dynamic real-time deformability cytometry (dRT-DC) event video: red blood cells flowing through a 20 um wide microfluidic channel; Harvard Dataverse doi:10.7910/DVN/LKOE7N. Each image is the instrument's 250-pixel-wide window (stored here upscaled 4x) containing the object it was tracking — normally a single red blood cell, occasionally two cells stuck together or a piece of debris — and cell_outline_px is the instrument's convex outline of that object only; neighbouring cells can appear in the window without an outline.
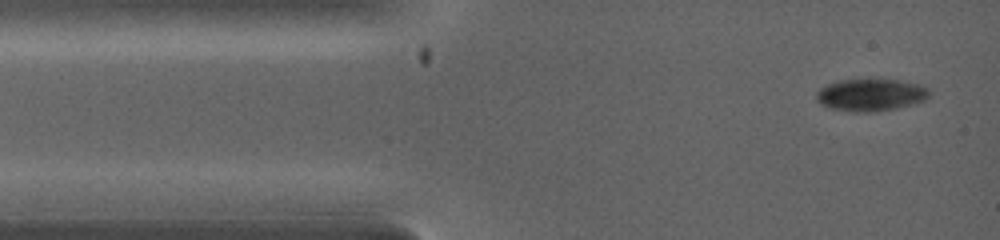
{"species": "common noctule bat (a hibernating species)", "species_latin": "Nyctalus noctula", "temperature_condition": "warm", "stored_images_in_passage": 7, "camera_frame_rate_fps": 5000, "um_per_image_px": 0.085, "animal": {"sex": "female", "body_mass_g": 19.0, "forearm_length_mm": 53.3}, "frame": {"image": 1, "passage_image": 1, "time_ms": 0.0, "image_size_px": [1000, 240], "cell_outline_px": [[928, 96], [924, 100], [912, 104], [896, 108], [872, 112], [852, 112], [824, 108], [816, 100], [816, 92], [820, 88], [828, 84], [844, 80], [896, 80], [916, 84], [928, 88]], "centroid_in_image_um": [73.93, 8.09], "position_along_channel_um": 11.1, "area_um2": 21.04}}
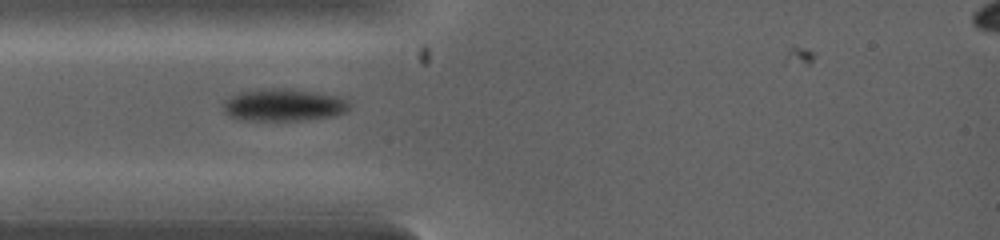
{"frame": {"image": 2, "passage_image": 4, "time_ms": 1.8, "image_size_px": [1000, 240], "cell_outline_px": [[348, 108], [344, 112], [336, 116], [300, 120], [240, 120], [224, 112], [224, 104], [232, 96], [240, 92], [280, 88], [288, 88], [332, 96], [344, 100], [348, 104]], "centroid_in_image_um": [24.08, 8.95], "position_along_channel_um": 60.9, "area_um2": 22.89}}
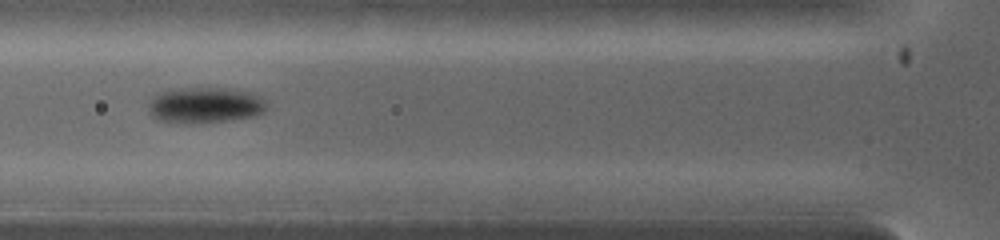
{"frame": {"image": 3, "passage_image": 6, "time_ms": 2.6, "image_size_px": [1000, 240], "cell_outline_px": [[264, 112], [252, 116], [228, 120], [196, 124], [180, 124], [156, 120], [148, 112], [148, 108], [152, 96], [160, 92], [180, 88], [224, 88], [248, 92], [264, 100]], "centroid_in_image_um": [17.32, 8.96], "position_along_channel_um": 108.5, "area_um2": 24.68}}